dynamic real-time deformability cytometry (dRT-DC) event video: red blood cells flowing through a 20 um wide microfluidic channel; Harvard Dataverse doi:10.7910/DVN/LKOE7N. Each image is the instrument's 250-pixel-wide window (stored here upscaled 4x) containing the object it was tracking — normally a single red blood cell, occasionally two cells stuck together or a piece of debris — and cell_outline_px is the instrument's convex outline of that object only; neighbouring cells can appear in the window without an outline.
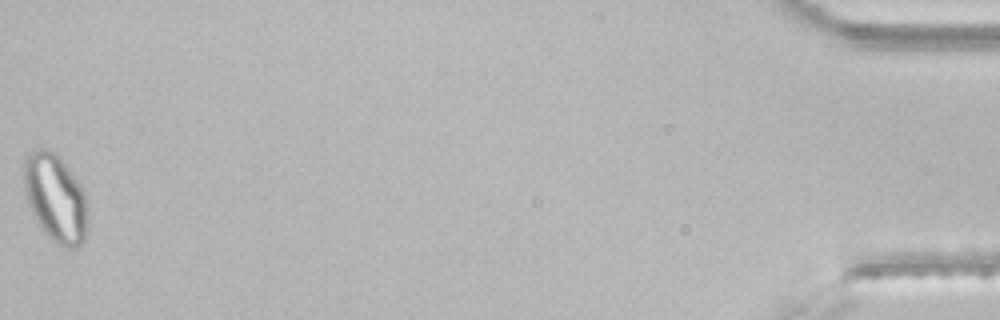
{"species": "common noctule bat (a hibernating species)", "species_latin": "Nyctalus noctula", "temperature_condition": "room temperature", "stored_images_in_passage": 40, "segment_of_instrument_passage": [2, 2], "camera_frame_rate_fps": 3000, "um_per_image_px": 0.085, "animal": {"sex": "male", "body_mass_g": 21.5, "forearm_length_mm": 52.0}, "frame": {"image": 1, "passage_image": 40, "time_ms": 13.0, "image_size_px": [1000, 320], "cell_outline_px": [[84, 240], [76, 248], [68, 248], [56, 244], [44, 232], [36, 220], [28, 204], [24, 188], [24, 160], [32, 148], [44, 148], [56, 152], [60, 156], [84, 192]], "centroid_in_image_um": [4.64, 16.78], "position_along_channel_um": 430.6, "area_um2": 32.02}}